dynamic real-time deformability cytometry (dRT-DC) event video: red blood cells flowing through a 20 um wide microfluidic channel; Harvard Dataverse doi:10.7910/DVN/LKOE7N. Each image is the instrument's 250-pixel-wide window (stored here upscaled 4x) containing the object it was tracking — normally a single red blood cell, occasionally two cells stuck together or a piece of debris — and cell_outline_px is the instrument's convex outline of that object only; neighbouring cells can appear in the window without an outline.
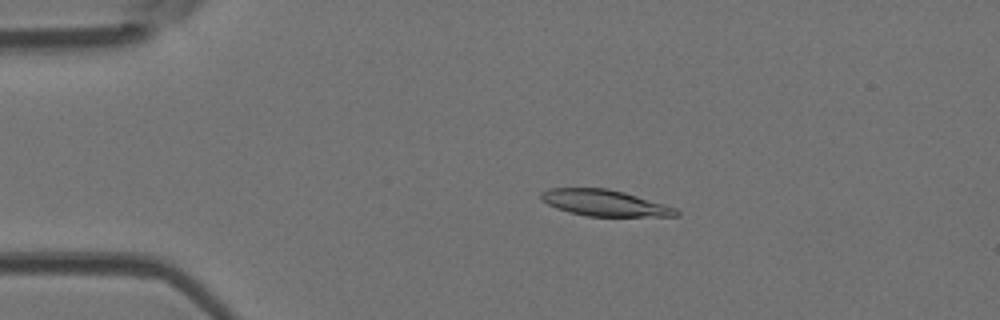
{"species": "Egyptian fruit bat (a non-hibernating species)", "species_latin": "Rousettus aegyptiacus", "temperature_condition": "room temperature", "stored_images_in_passage": 49, "camera_frame_rate_fps": 3000, "um_per_image_px": 0.085, "animal": {"sex": "female"}, "frame": {"image": 1, "passage_image": 10, "time_ms": 3.0, "image_size_px": [1000, 320], "cell_outline_px": [[680, 216], [588, 216], [568, 212], [556, 208], [540, 200], [540, 192], [548, 188], [608, 188], [624, 192], [664, 204], [676, 208], [680, 212]], "centroid_in_image_um": [51.36, 17.24], "position_along_channel_um": 33.6, "area_um2": 20.69}}
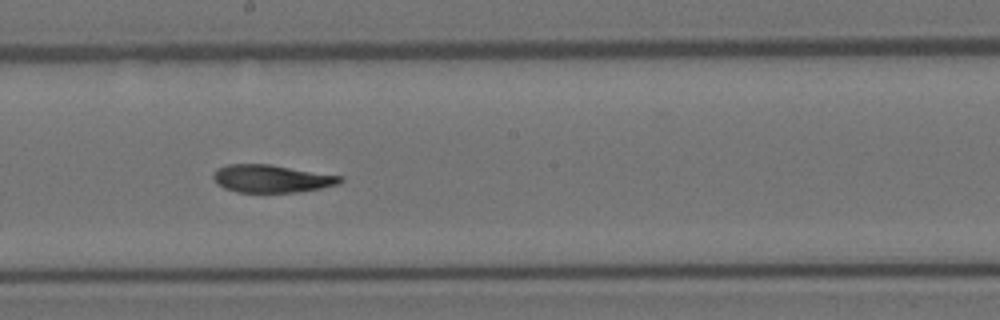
{"frame": {"image": 2, "passage_image": 27, "time_ms": 8.667, "image_size_px": [1000, 320], "cell_outline_px": [[344, 180], [340, 184], [320, 188], [296, 192], [236, 192], [224, 188], [216, 184], [212, 176], [220, 168], [228, 164], [268, 164], [344, 176]], "centroid_in_image_um": [23.12, 15.19], "position_along_channel_um": 225.1, "area_um2": 20.46}}
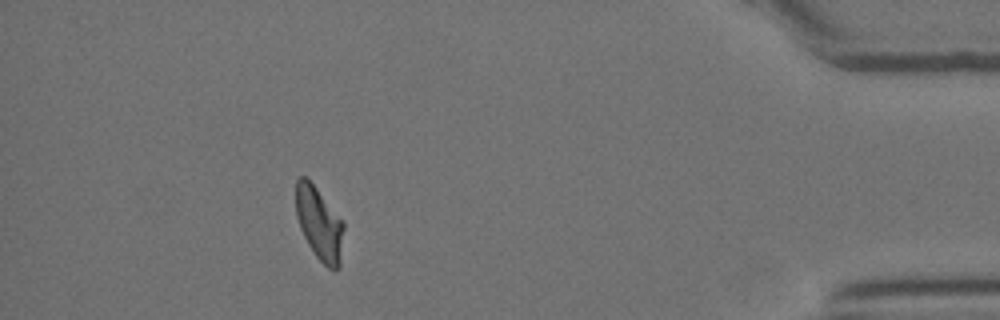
{"frame": {"image": 3, "passage_image": 44, "time_ms": 14.333, "image_size_px": [1000, 320], "cell_outline_px": [[344, 228], [340, 264], [332, 272], [316, 256], [308, 244], [300, 228], [296, 216], [296, 180], [300, 176], [304, 176], [316, 188], [344, 220]], "centroid_in_image_um": [27.15, 19.01], "position_along_channel_um": 408.0, "area_um2": 20.35}, "authors_computed_cell_mechanics": {"area_um2": 21.2126, "velocity_mm_per_s": 4.1664, "shape_relaxation_time_tau1_ms": 5.3504, "shape_relaxation_time_tau2_ms": 3.4707, "deformation_change_tau1": 0.1821, "deformation_change_tau2": 0.1086}}